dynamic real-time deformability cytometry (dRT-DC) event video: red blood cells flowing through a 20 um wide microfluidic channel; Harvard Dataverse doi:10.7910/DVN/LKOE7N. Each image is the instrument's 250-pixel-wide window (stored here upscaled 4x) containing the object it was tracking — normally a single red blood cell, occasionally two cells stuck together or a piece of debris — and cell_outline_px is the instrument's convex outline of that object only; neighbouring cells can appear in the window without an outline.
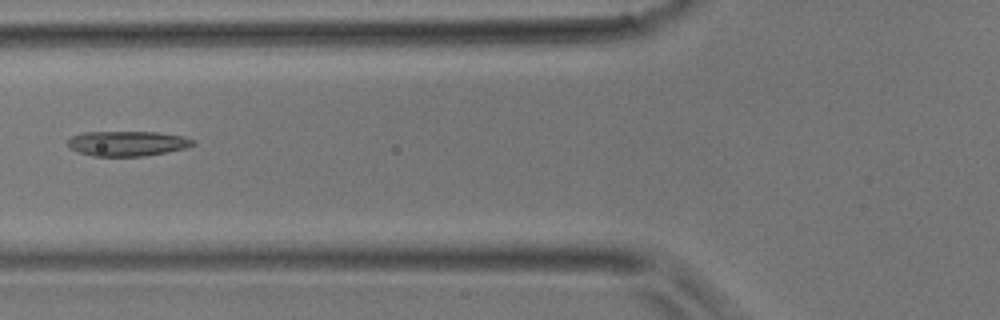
{"species": "common noctule bat (a hibernating species)", "species_latin": "Nyctalus noctula", "temperature_condition": "room temperature", "stored_images_in_passage": 2, "camera_frame_rate_fps": 3000, "um_per_image_px": 0.085, "animal": {"sex": "male", "body_mass_g": 17.9}, "frame": {"image": 1, "passage_image": 2, "time_ms": 0.333, "image_size_px": [1000, 320], "cell_outline_px": [[196, 144], [184, 148], [144, 156], [92, 156], [76, 152], [68, 148], [68, 140], [72, 136], [84, 132], [156, 132], [184, 136], [196, 140]], "centroid_in_image_um": [10.8, 12.19], "position_along_channel_um": 115.0, "area_um2": 18.32}}